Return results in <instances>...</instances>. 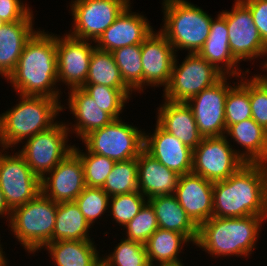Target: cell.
<instances>
[{
    "label": "cell",
    "mask_w": 267,
    "mask_h": 266,
    "mask_svg": "<svg viewBox=\"0 0 267 266\" xmlns=\"http://www.w3.org/2000/svg\"><path fill=\"white\" fill-rule=\"evenodd\" d=\"M41 30L38 28L26 42L7 81L16 95L49 97L61 102L63 92L58 87L56 34Z\"/></svg>",
    "instance_id": "6da1fadb"
},
{
    "label": "cell",
    "mask_w": 267,
    "mask_h": 266,
    "mask_svg": "<svg viewBox=\"0 0 267 266\" xmlns=\"http://www.w3.org/2000/svg\"><path fill=\"white\" fill-rule=\"evenodd\" d=\"M267 216V164L245 163L226 180L213 182V216Z\"/></svg>",
    "instance_id": "7a4b0ae2"
},
{
    "label": "cell",
    "mask_w": 267,
    "mask_h": 266,
    "mask_svg": "<svg viewBox=\"0 0 267 266\" xmlns=\"http://www.w3.org/2000/svg\"><path fill=\"white\" fill-rule=\"evenodd\" d=\"M265 221L267 216L251 215L235 218L213 216L198 227L195 246L212 258L251 257Z\"/></svg>",
    "instance_id": "3957f363"
},
{
    "label": "cell",
    "mask_w": 267,
    "mask_h": 266,
    "mask_svg": "<svg viewBox=\"0 0 267 266\" xmlns=\"http://www.w3.org/2000/svg\"><path fill=\"white\" fill-rule=\"evenodd\" d=\"M18 97V103L0 114L1 148L15 149L24 140L50 129L62 111L61 102L54 98L20 94Z\"/></svg>",
    "instance_id": "277c9868"
},
{
    "label": "cell",
    "mask_w": 267,
    "mask_h": 266,
    "mask_svg": "<svg viewBox=\"0 0 267 266\" xmlns=\"http://www.w3.org/2000/svg\"><path fill=\"white\" fill-rule=\"evenodd\" d=\"M161 4L164 23L159 31L175 53H198L210 33L212 16L188 0H163Z\"/></svg>",
    "instance_id": "5b68a950"
},
{
    "label": "cell",
    "mask_w": 267,
    "mask_h": 266,
    "mask_svg": "<svg viewBox=\"0 0 267 266\" xmlns=\"http://www.w3.org/2000/svg\"><path fill=\"white\" fill-rule=\"evenodd\" d=\"M56 212L57 203L42 192L11 211L7 226L28 255L39 253L47 243L53 242Z\"/></svg>",
    "instance_id": "8992f818"
},
{
    "label": "cell",
    "mask_w": 267,
    "mask_h": 266,
    "mask_svg": "<svg viewBox=\"0 0 267 266\" xmlns=\"http://www.w3.org/2000/svg\"><path fill=\"white\" fill-rule=\"evenodd\" d=\"M135 125L114 119L108 125L95 129L81 141L85 148L115 162L137 158L144 147V131Z\"/></svg>",
    "instance_id": "52a82bcc"
},
{
    "label": "cell",
    "mask_w": 267,
    "mask_h": 266,
    "mask_svg": "<svg viewBox=\"0 0 267 266\" xmlns=\"http://www.w3.org/2000/svg\"><path fill=\"white\" fill-rule=\"evenodd\" d=\"M176 54L171 79L163 90V98L171 102H187L218 82L224 74L198 53H187L181 64Z\"/></svg>",
    "instance_id": "ba28073f"
},
{
    "label": "cell",
    "mask_w": 267,
    "mask_h": 266,
    "mask_svg": "<svg viewBox=\"0 0 267 266\" xmlns=\"http://www.w3.org/2000/svg\"><path fill=\"white\" fill-rule=\"evenodd\" d=\"M63 121L26 139L17 151L40 180L73 151L71 142L68 144L70 133Z\"/></svg>",
    "instance_id": "9c48e42d"
},
{
    "label": "cell",
    "mask_w": 267,
    "mask_h": 266,
    "mask_svg": "<svg viewBox=\"0 0 267 266\" xmlns=\"http://www.w3.org/2000/svg\"><path fill=\"white\" fill-rule=\"evenodd\" d=\"M130 0H71V37L96 41L131 3Z\"/></svg>",
    "instance_id": "30bf717a"
},
{
    "label": "cell",
    "mask_w": 267,
    "mask_h": 266,
    "mask_svg": "<svg viewBox=\"0 0 267 266\" xmlns=\"http://www.w3.org/2000/svg\"><path fill=\"white\" fill-rule=\"evenodd\" d=\"M8 150L0 148V189L12 211L41 192V180L31 171L26 160L15 152L17 149H12V154Z\"/></svg>",
    "instance_id": "8fae6325"
},
{
    "label": "cell",
    "mask_w": 267,
    "mask_h": 266,
    "mask_svg": "<svg viewBox=\"0 0 267 266\" xmlns=\"http://www.w3.org/2000/svg\"><path fill=\"white\" fill-rule=\"evenodd\" d=\"M221 13L226 18L229 48L233 57L239 63L254 62V59L261 58L266 61L260 65L267 64V46L259 35L249 8L241 0H234L231 11L222 10Z\"/></svg>",
    "instance_id": "7c38bea8"
},
{
    "label": "cell",
    "mask_w": 267,
    "mask_h": 266,
    "mask_svg": "<svg viewBox=\"0 0 267 266\" xmlns=\"http://www.w3.org/2000/svg\"><path fill=\"white\" fill-rule=\"evenodd\" d=\"M227 137H206L193 150L192 173L215 182L226 180L246 162Z\"/></svg>",
    "instance_id": "4fadbf2b"
},
{
    "label": "cell",
    "mask_w": 267,
    "mask_h": 266,
    "mask_svg": "<svg viewBox=\"0 0 267 266\" xmlns=\"http://www.w3.org/2000/svg\"><path fill=\"white\" fill-rule=\"evenodd\" d=\"M239 77L224 75L214 85L204 89L186 103L191 108L198 131L203 138L223 136L226 133L225 102L228 91L237 83L229 80Z\"/></svg>",
    "instance_id": "5bb4252c"
},
{
    "label": "cell",
    "mask_w": 267,
    "mask_h": 266,
    "mask_svg": "<svg viewBox=\"0 0 267 266\" xmlns=\"http://www.w3.org/2000/svg\"><path fill=\"white\" fill-rule=\"evenodd\" d=\"M63 35L56 34L59 85L66 84L68 90L81 88L86 81L95 42L77 39L67 33Z\"/></svg>",
    "instance_id": "9a60e30c"
},
{
    "label": "cell",
    "mask_w": 267,
    "mask_h": 266,
    "mask_svg": "<svg viewBox=\"0 0 267 266\" xmlns=\"http://www.w3.org/2000/svg\"><path fill=\"white\" fill-rule=\"evenodd\" d=\"M143 92L150 87L165 89L171 79L176 56L173 46L160 31H153L141 44Z\"/></svg>",
    "instance_id": "2e32d148"
},
{
    "label": "cell",
    "mask_w": 267,
    "mask_h": 266,
    "mask_svg": "<svg viewBox=\"0 0 267 266\" xmlns=\"http://www.w3.org/2000/svg\"><path fill=\"white\" fill-rule=\"evenodd\" d=\"M85 187L83 166L74 151L41 179V192L56 203L74 201Z\"/></svg>",
    "instance_id": "e0dca14e"
},
{
    "label": "cell",
    "mask_w": 267,
    "mask_h": 266,
    "mask_svg": "<svg viewBox=\"0 0 267 266\" xmlns=\"http://www.w3.org/2000/svg\"><path fill=\"white\" fill-rule=\"evenodd\" d=\"M131 4L95 41L96 48L112 52L128 45L142 44L154 31L144 14L131 10Z\"/></svg>",
    "instance_id": "ac0fdd59"
},
{
    "label": "cell",
    "mask_w": 267,
    "mask_h": 266,
    "mask_svg": "<svg viewBox=\"0 0 267 266\" xmlns=\"http://www.w3.org/2000/svg\"><path fill=\"white\" fill-rule=\"evenodd\" d=\"M143 149L179 175L192 172L193 150L164 130L157 122L153 132L144 131Z\"/></svg>",
    "instance_id": "d6986e66"
},
{
    "label": "cell",
    "mask_w": 267,
    "mask_h": 266,
    "mask_svg": "<svg viewBox=\"0 0 267 266\" xmlns=\"http://www.w3.org/2000/svg\"><path fill=\"white\" fill-rule=\"evenodd\" d=\"M174 195L197 227L213 217L212 181L192 172L180 175Z\"/></svg>",
    "instance_id": "ffe728a7"
},
{
    "label": "cell",
    "mask_w": 267,
    "mask_h": 266,
    "mask_svg": "<svg viewBox=\"0 0 267 266\" xmlns=\"http://www.w3.org/2000/svg\"><path fill=\"white\" fill-rule=\"evenodd\" d=\"M67 91H69L67 92L69 98L66 97L68 107L62 104L61 108L62 112L69 108L70 114L75 119L74 124L65 122L71 136L75 133L77 138L82 139L91 131L102 128L114 120L109 113L101 110L82 88H72Z\"/></svg>",
    "instance_id": "44dd1931"
},
{
    "label": "cell",
    "mask_w": 267,
    "mask_h": 266,
    "mask_svg": "<svg viewBox=\"0 0 267 266\" xmlns=\"http://www.w3.org/2000/svg\"><path fill=\"white\" fill-rule=\"evenodd\" d=\"M198 54L224 75L240 77L251 73L248 68L245 72L241 70L240 63L231 53L226 18L221 12L212 18L210 33Z\"/></svg>",
    "instance_id": "7402d4cb"
},
{
    "label": "cell",
    "mask_w": 267,
    "mask_h": 266,
    "mask_svg": "<svg viewBox=\"0 0 267 266\" xmlns=\"http://www.w3.org/2000/svg\"><path fill=\"white\" fill-rule=\"evenodd\" d=\"M156 109V122L167 132L177 137L184 145L194 150L203 137L191 108L185 102H171L166 99Z\"/></svg>",
    "instance_id": "603a6c76"
},
{
    "label": "cell",
    "mask_w": 267,
    "mask_h": 266,
    "mask_svg": "<svg viewBox=\"0 0 267 266\" xmlns=\"http://www.w3.org/2000/svg\"><path fill=\"white\" fill-rule=\"evenodd\" d=\"M33 11L23 20L5 23L0 28V77L5 80L14 72L26 42L37 31Z\"/></svg>",
    "instance_id": "cb8c5ba5"
},
{
    "label": "cell",
    "mask_w": 267,
    "mask_h": 266,
    "mask_svg": "<svg viewBox=\"0 0 267 266\" xmlns=\"http://www.w3.org/2000/svg\"><path fill=\"white\" fill-rule=\"evenodd\" d=\"M138 189L147 199L158 195H173L180 175L165 167L144 149L137 157Z\"/></svg>",
    "instance_id": "d4e9b609"
},
{
    "label": "cell",
    "mask_w": 267,
    "mask_h": 266,
    "mask_svg": "<svg viewBox=\"0 0 267 266\" xmlns=\"http://www.w3.org/2000/svg\"><path fill=\"white\" fill-rule=\"evenodd\" d=\"M225 136L229 143L233 140L242 148L236 149V153L246 163L267 164V131L252 118L230 125Z\"/></svg>",
    "instance_id": "484cf974"
},
{
    "label": "cell",
    "mask_w": 267,
    "mask_h": 266,
    "mask_svg": "<svg viewBox=\"0 0 267 266\" xmlns=\"http://www.w3.org/2000/svg\"><path fill=\"white\" fill-rule=\"evenodd\" d=\"M95 241L59 240L47 243L42 250L48 251L56 266H100L102 259Z\"/></svg>",
    "instance_id": "4316f807"
},
{
    "label": "cell",
    "mask_w": 267,
    "mask_h": 266,
    "mask_svg": "<svg viewBox=\"0 0 267 266\" xmlns=\"http://www.w3.org/2000/svg\"><path fill=\"white\" fill-rule=\"evenodd\" d=\"M154 208L158 227L185 235L195 245L198 227L187 216L175 195H158L148 199Z\"/></svg>",
    "instance_id": "83f0119b"
},
{
    "label": "cell",
    "mask_w": 267,
    "mask_h": 266,
    "mask_svg": "<svg viewBox=\"0 0 267 266\" xmlns=\"http://www.w3.org/2000/svg\"><path fill=\"white\" fill-rule=\"evenodd\" d=\"M89 229L91 230L92 226L83 216L75 201L57 203L53 241H93L94 238H91Z\"/></svg>",
    "instance_id": "f1b7e54d"
},
{
    "label": "cell",
    "mask_w": 267,
    "mask_h": 266,
    "mask_svg": "<svg viewBox=\"0 0 267 266\" xmlns=\"http://www.w3.org/2000/svg\"><path fill=\"white\" fill-rule=\"evenodd\" d=\"M189 243L192 245V242L181 233L158 228L144 245L148 261L154 265L183 261L179 253H184L183 247Z\"/></svg>",
    "instance_id": "f546056e"
},
{
    "label": "cell",
    "mask_w": 267,
    "mask_h": 266,
    "mask_svg": "<svg viewBox=\"0 0 267 266\" xmlns=\"http://www.w3.org/2000/svg\"><path fill=\"white\" fill-rule=\"evenodd\" d=\"M119 68L122 80L133 92H143L141 44L128 45L111 52Z\"/></svg>",
    "instance_id": "4dcf8cb0"
},
{
    "label": "cell",
    "mask_w": 267,
    "mask_h": 266,
    "mask_svg": "<svg viewBox=\"0 0 267 266\" xmlns=\"http://www.w3.org/2000/svg\"><path fill=\"white\" fill-rule=\"evenodd\" d=\"M85 84L106 85L112 88H128L122 80L113 54L94 48Z\"/></svg>",
    "instance_id": "1f68e13d"
},
{
    "label": "cell",
    "mask_w": 267,
    "mask_h": 266,
    "mask_svg": "<svg viewBox=\"0 0 267 266\" xmlns=\"http://www.w3.org/2000/svg\"><path fill=\"white\" fill-rule=\"evenodd\" d=\"M96 103L100 109L109 113L114 119L122 118L125 105L129 103L132 92L129 88H112L99 84H84L81 87Z\"/></svg>",
    "instance_id": "d6a6232c"
},
{
    "label": "cell",
    "mask_w": 267,
    "mask_h": 266,
    "mask_svg": "<svg viewBox=\"0 0 267 266\" xmlns=\"http://www.w3.org/2000/svg\"><path fill=\"white\" fill-rule=\"evenodd\" d=\"M101 188L109 196L139 191L137 158L116 162Z\"/></svg>",
    "instance_id": "836d02e7"
},
{
    "label": "cell",
    "mask_w": 267,
    "mask_h": 266,
    "mask_svg": "<svg viewBox=\"0 0 267 266\" xmlns=\"http://www.w3.org/2000/svg\"><path fill=\"white\" fill-rule=\"evenodd\" d=\"M247 76V77H246ZM238 82L228 91L225 102L226 129L233 124L252 118L249 99V75L240 76Z\"/></svg>",
    "instance_id": "e575fe53"
},
{
    "label": "cell",
    "mask_w": 267,
    "mask_h": 266,
    "mask_svg": "<svg viewBox=\"0 0 267 266\" xmlns=\"http://www.w3.org/2000/svg\"><path fill=\"white\" fill-rule=\"evenodd\" d=\"M73 151L81 160L86 186L102 187L116 162L108 157L89 152L87 149L85 151L81 150L75 144L73 145Z\"/></svg>",
    "instance_id": "d590c367"
},
{
    "label": "cell",
    "mask_w": 267,
    "mask_h": 266,
    "mask_svg": "<svg viewBox=\"0 0 267 266\" xmlns=\"http://www.w3.org/2000/svg\"><path fill=\"white\" fill-rule=\"evenodd\" d=\"M119 241L113 252L101 256L104 266H141L148 260L144 244L125 239L124 236Z\"/></svg>",
    "instance_id": "8d00e7d4"
},
{
    "label": "cell",
    "mask_w": 267,
    "mask_h": 266,
    "mask_svg": "<svg viewBox=\"0 0 267 266\" xmlns=\"http://www.w3.org/2000/svg\"><path fill=\"white\" fill-rule=\"evenodd\" d=\"M148 199L139 191L110 196L106 216H111L116 225L125 227L140 211Z\"/></svg>",
    "instance_id": "74e56055"
},
{
    "label": "cell",
    "mask_w": 267,
    "mask_h": 266,
    "mask_svg": "<svg viewBox=\"0 0 267 266\" xmlns=\"http://www.w3.org/2000/svg\"><path fill=\"white\" fill-rule=\"evenodd\" d=\"M110 196L101 187L86 186L74 200L91 226L108 213Z\"/></svg>",
    "instance_id": "f35d334b"
},
{
    "label": "cell",
    "mask_w": 267,
    "mask_h": 266,
    "mask_svg": "<svg viewBox=\"0 0 267 266\" xmlns=\"http://www.w3.org/2000/svg\"><path fill=\"white\" fill-rule=\"evenodd\" d=\"M158 228L154 208L147 201L138 214L121 230L125 232L123 234L125 239L145 244Z\"/></svg>",
    "instance_id": "ab89813d"
},
{
    "label": "cell",
    "mask_w": 267,
    "mask_h": 266,
    "mask_svg": "<svg viewBox=\"0 0 267 266\" xmlns=\"http://www.w3.org/2000/svg\"><path fill=\"white\" fill-rule=\"evenodd\" d=\"M252 119L267 131V86L254 74L249 77Z\"/></svg>",
    "instance_id": "60d3db41"
},
{
    "label": "cell",
    "mask_w": 267,
    "mask_h": 266,
    "mask_svg": "<svg viewBox=\"0 0 267 266\" xmlns=\"http://www.w3.org/2000/svg\"><path fill=\"white\" fill-rule=\"evenodd\" d=\"M23 0H0V18L4 23L21 21L33 10Z\"/></svg>",
    "instance_id": "b9f144b4"
},
{
    "label": "cell",
    "mask_w": 267,
    "mask_h": 266,
    "mask_svg": "<svg viewBox=\"0 0 267 266\" xmlns=\"http://www.w3.org/2000/svg\"><path fill=\"white\" fill-rule=\"evenodd\" d=\"M251 11L254 24L267 46V0H241Z\"/></svg>",
    "instance_id": "7bdbcfd3"
},
{
    "label": "cell",
    "mask_w": 267,
    "mask_h": 266,
    "mask_svg": "<svg viewBox=\"0 0 267 266\" xmlns=\"http://www.w3.org/2000/svg\"><path fill=\"white\" fill-rule=\"evenodd\" d=\"M0 217L7 219L6 223L9 222L11 217V210L6 204L4 194L2 193L1 189H0Z\"/></svg>",
    "instance_id": "ee69618b"
},
{
    "label": "cell",
    "mask_w": 267,
    "mask_h": 266,
    "mask_svg": "<svg viewBox=\"0 0 267 266\" xmlns=\"http://www.w3.org/2000/svg\"><path fill=\"white\" fill-rule=\"evenodd\" d=\"M1 239V237H0ZM3 245L1 244L0 240V266H9L8 263L10 262L6 257L7 254H5V251H3Z\"/></svg>",
    "instance_id": "f6af8a7d"
},
{
    "label": "cell",
    "mask_w": 267,
    "mask_h": 266,
    "mask_svg": "<svg viewBox=\"0 0 267 266\" xmlns=\"http://www.w3.org/2000/svg\"><path fill=\"white\" fill-rule=\"evenodd\" d=\"M259 67H262V68H260L261 69L260 71H262V73H263V71L267 73V64L259 66ZM262 73H260V74L255 73V75L267 86V74L265 75Z\"/></svg>",
    "instance_id": "bcb514c9"
},
{
    "label": "cell",
    "mask_w": 267,
    "mask_h": 266,
    "mask_svg": "<svg viewBox=\"0 0 267 266\" xmlns=\"http://www.w3.org/2000/svg\"><path fill=\"white\" fill-rule=\"evenodd\" d=\"M183 261L178 263H167V264H154L153 266H185Z\"/></svg>",
    "instance_id": "7dc6e473"
},
{
    "label": "cell",
    "mask_w": 267,
    "mask_h": 266,
    "mask_svg": "<svg viewBox=\"0 0 267 266\" xmlns=\"http://www.w3.org/2000/svg\"><path fill=\"white\" fill-rule=\"evenodd\" d=\"M141 266H153L152 264H151V262H149L148 260L143 264V265H141Z\"/></svg>",
    "instance_id": "c3c4849f"
},
{
    "label": "cell",
    "mask_w": 267,
    "mask_h": 266,
    "mask_svg": "<svg viewBox=\"0 0 267 266\" xmlns=\"http://www.w3.org/2000/svg\"><path fill=\"white\" fill-rule=\"evenodd\" d=\"M5 23L1 20L0 18V28L4 25Z\"/></svg>",
    "instance_id": "681fc988"
}]
</instances>
